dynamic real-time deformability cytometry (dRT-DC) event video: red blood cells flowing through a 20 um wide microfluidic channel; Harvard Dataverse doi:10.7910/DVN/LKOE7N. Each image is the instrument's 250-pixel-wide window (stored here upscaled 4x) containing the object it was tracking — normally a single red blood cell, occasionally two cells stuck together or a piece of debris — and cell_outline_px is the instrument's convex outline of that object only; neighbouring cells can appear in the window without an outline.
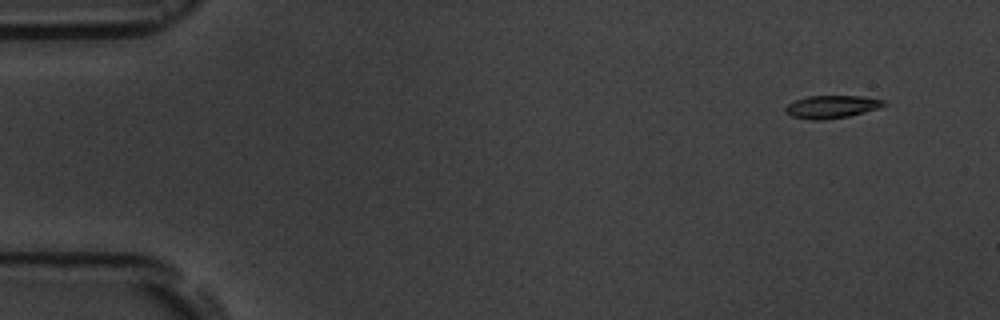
{"species": "common noctule bat (a hibernating species)", "species_latin": "Nyctalus noctula", "temperature_condition": "room temperature", "stored_images_in_passage": 4, "camera_frame_rate_fps": 3000, "um_per_image_px": 0.085, "animal": {"sex": "male", "body_mass_g": 19.5, "forearm_length_mm": 54.6}, "frame": {"image": 1, "passage_image": 1, "time_ms": 0.0, "image_size_px": [1000, 320], "cell_outline_px": [[888, 104], [864, 112], [848, 116], [824, 120], [812, 120], [792, 116], [784, 112], [784, 108], [788, 104], [796, 100], [808, 96], [860, 96], [884, 100]], "centroid_in_image_um": [70.66, 9.08], "position_along_channel_um": 14.3, "area_um2": 12.95}}
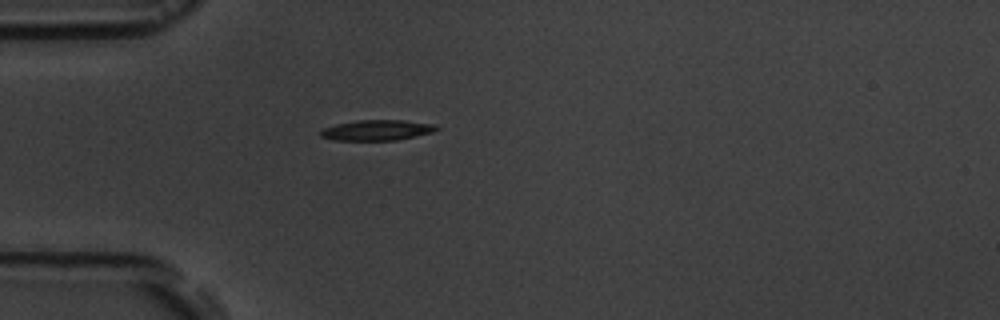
{"frame": {"image": 2, "passage_image": 4, "time_ms": 4.0, "image_size_px": [1000, 320], "cell_outline_px": [[440, 128], [432, 132], [396, 140], [332, 140], [320, 136], [320, 132], [324, 128], [336, 124], [356, 120], [404, 120], [436, 124]], "centroid_in_image_um": [32.04, 11.05], "position_along_channel_um": 53.0, "area_um2": 13.81}}